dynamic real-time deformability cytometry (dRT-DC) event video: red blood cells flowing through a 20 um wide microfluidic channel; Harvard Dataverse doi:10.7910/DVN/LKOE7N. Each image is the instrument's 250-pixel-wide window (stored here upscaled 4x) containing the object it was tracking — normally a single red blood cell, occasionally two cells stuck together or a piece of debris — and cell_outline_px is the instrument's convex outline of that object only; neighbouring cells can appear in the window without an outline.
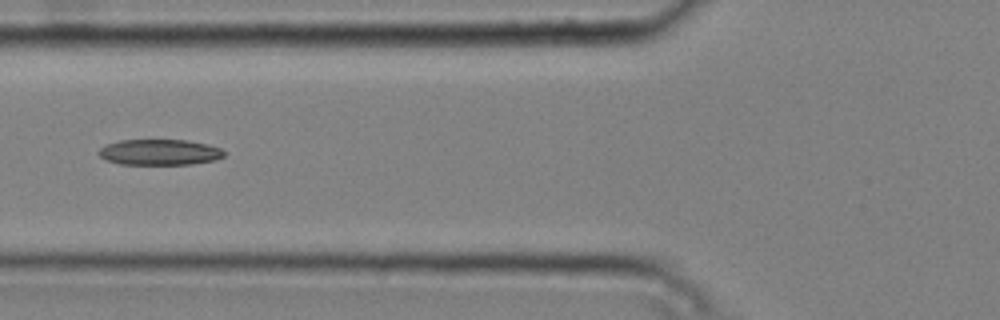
{"species": "common noctule bat (a hibernating species)", "species_latin": "Nyctalus noctula", "temperature_condition": "cold", "stored_images_in_passage": 3, "camera_frame_rate_fps": 3000, "um_per_image_px": 0.085, "animal": {"sex": "male", "body_mass_g": 20.4}, "frame": {"image": 1, "passage_image": 3, "time_ms": 0.667, "image_size_px": [1000, 320], "cell_outline_px": [[224, 156], [216, 160], [192, 164], [120, 164], [108, 160], [100, 156], [96, 152], [104, 144], [120, 140], [188, 140], [208, 144], [220, 148], [224, 152]], "centroid_in_image_um": [13.55, 12.93], "position_along_channel_um": 112.2, "area_um2": 18.9}}